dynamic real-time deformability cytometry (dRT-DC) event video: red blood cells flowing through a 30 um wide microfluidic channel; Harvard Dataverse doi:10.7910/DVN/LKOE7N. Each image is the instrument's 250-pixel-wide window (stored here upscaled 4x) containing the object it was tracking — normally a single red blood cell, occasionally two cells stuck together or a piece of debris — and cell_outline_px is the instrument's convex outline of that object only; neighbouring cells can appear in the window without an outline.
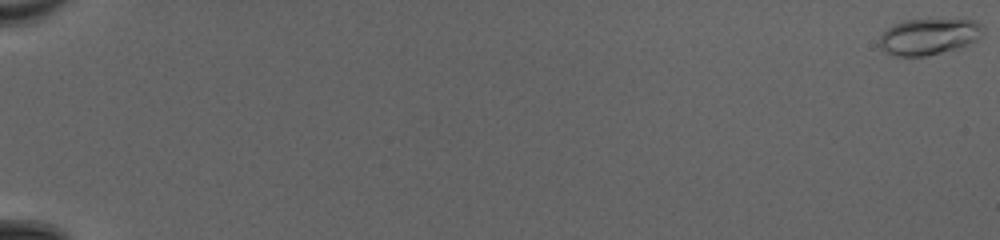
{"species": "common noctule bat (a hibernating species)", "species_latin": "Nyctalus noctula", "temperature_condition": "cold", "stored_images_in_passage": 53, "camera_frame_rate_fps": 3000, "um_per_image_px": 0.085, "animal": {"sex": "female", "body_mass_g": 20.0, "forearm_length_mm": 54.0}, "frame": {"image": 1, "passage_image": 1, "time_ms": 0.0, "image_size_px": [1000, 240], "cell_outline_px": [[980, 36], [976, 40], [968, 44], [956, 48], [924, 56], [896, 56], [884, 52], [876, 44], [880, 36], [888, 28], [904, 20], [972, 20], [980, 24]], "centroid_in_image_um": [78.85, 3.13], "position_along_channel_um": 6.2, "area_um2": 21.44}}
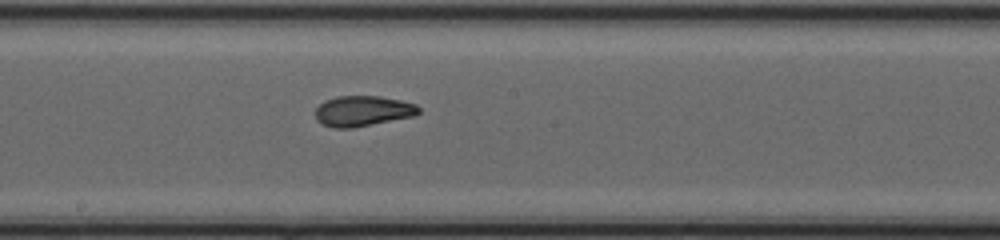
{"frame": {"image": 2, "passage_image": 32, "time_ms": 10.333, "image_size_px": [1000, 240], "cell_outline_px": [[420, 112], [416, 116], [352, 128], [332, 128], [320, 124], [316, 120], [316, 108], [324, 100], [336, 96], [380, 96], [400, 100], [416, 104], [420, 108]], "centroid_in_image_um": [30.83, 9.44], "position_along_channel_um": 217.4, "area_um2": 18.61}}
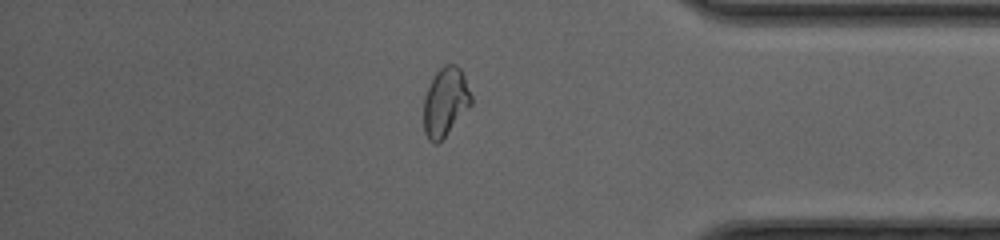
{"frame": {"image": 3, "passage_image": 46, "time_ms": 15.0, "image_size_px": [1000, 240], "cell_outline_px": [[472, 104], [444, 136], [436, 144], [432, 144], [428, 140], [424, 132], [424, 96], [432, 76], [444, 64], [456, 64], [460, 68], [464, 76], [472, 96]], "centroid_in_image_um": [37.84, 8.64], "position_along_channel_um": 397.4, "area_um2": 19.02}, "authors_computed_cell_mechanics": {"area_um2": 18.6116, "velocity_mm_per_s": 4.2181, "shape_relaxation_time_tau1_ms": 4.8417, "shape_relaxation_time_tau2_ms": 1.2504, "deformation_change_tau1": 0.1961, "deformation_change_tau2": 0.0693}}